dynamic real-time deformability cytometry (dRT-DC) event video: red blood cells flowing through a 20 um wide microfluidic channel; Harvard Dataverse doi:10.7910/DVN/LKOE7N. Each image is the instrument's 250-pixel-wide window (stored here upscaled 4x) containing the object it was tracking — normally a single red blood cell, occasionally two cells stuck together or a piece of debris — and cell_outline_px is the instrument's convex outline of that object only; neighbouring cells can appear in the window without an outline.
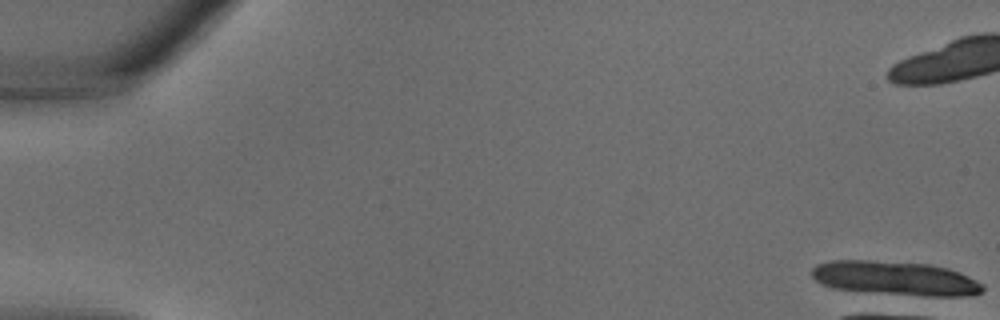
{"species": "common noctule bat (a hibernating species)", "species_latin": "Nyctalus noctula", "temperature_condition": "warm", "stored_images_in_passage": 3, "camera_frame_rate_fps": 3000, "um_per_image_px": 0.085, "animal": {"sex": "male", "body_mass_g": 18.8}, "frame": {"image": 1, "passage_image": 1, "time_ms": 0.0, "image_size_px": [1000, 320], "cell_outline_px": [[984, 288], [980, 292], [972, 296], [924, 296], [832, 288], [816, 280], [812, 276], [812, 268], [816, 264], [828, 260], [868, 260], [928, 264], [948, 268], [960, 272], [984, 284]], "centroid_in_image_um": [76.12, 23.64], "position_along_channel_um": 8.9, "area_um2": 33.81}}